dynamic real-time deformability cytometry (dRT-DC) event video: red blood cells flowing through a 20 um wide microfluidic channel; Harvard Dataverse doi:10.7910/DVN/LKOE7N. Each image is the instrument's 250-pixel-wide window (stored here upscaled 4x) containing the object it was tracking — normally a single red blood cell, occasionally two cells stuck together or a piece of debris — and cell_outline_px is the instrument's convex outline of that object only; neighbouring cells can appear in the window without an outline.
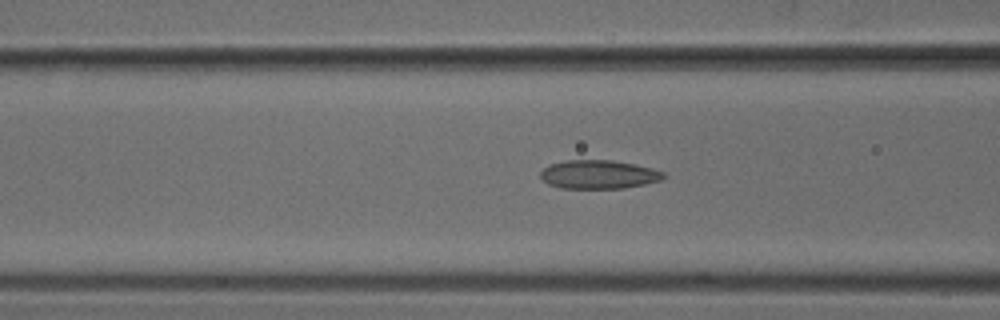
{"species": "common noctule bat (a hibernating species)", "species_latin": "Nyctalus noctula", "temperature_condition": "cold", "stored_images_in_passage": 53, "camera_frame_rate_fps": 3000, "um_per_image_px": 0.085, "animal": {"sex": "male", "body_mass_g": 18.8}, "frame": {"image": 1, "passage_image": 21, "time_ms": 6.667, "image_size_px": [1000, 320], "cell_outline_px": [[664, 176], [660, 180], [644, 184], [624, 188], [560, 188], [548, 184], [540, 176], [540, 172], [548, 164], [568, 160], [612, 160], [636, 164], [652, 168], [664, 172]], "centroid_in_image_um": [50.86, 14.82], "position_along_channel_um": 115.7, "area_um2": 20.52}}
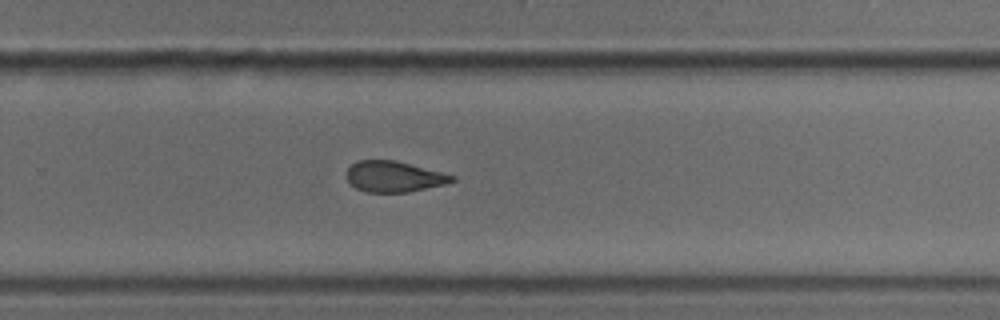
{"frame": {"image": 2, "passage_image": 35, "time_ms": 11.333, "image_size_px": [1000, 320], "cell_outline_px": [[456, 180], [448, 184], [408, 192], [364, 192], [356, 188], [348, 180], [348, 168], [356, 160], [396, 160], [456, 176]], "centroid_in_image_um": [33.52, 15.01], "position_along_channel_um": 296.3, "area_um2": 18.96}}
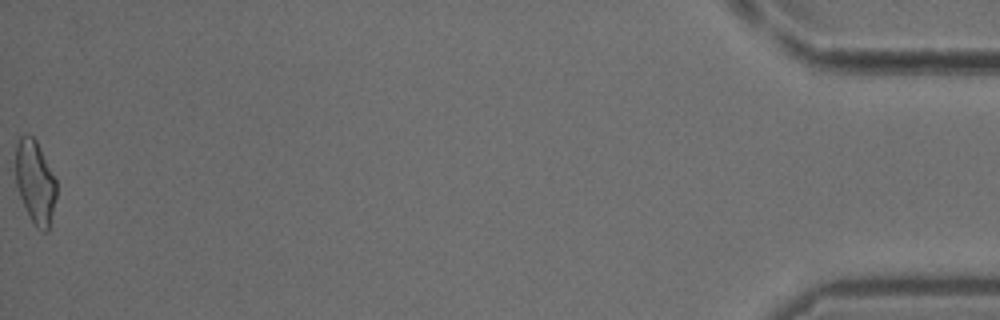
{"frame": {"image": 3, "passage_image": 53, "time_ms": 17.333, "image_size_px": [1000, 320], "cell_outline_px": [[56, 196], [48, 232], [44, 232], [36, 228], [32, 224], [20, 196], [16, 184], [16, 144], [20, 136], [24, 132], [28, 132], [36, 140], [56, 180]], "centroid_in_image_um": [2.98, 15.47], "position_along_channel_um": 432.2, "area_um2": 19.88}}